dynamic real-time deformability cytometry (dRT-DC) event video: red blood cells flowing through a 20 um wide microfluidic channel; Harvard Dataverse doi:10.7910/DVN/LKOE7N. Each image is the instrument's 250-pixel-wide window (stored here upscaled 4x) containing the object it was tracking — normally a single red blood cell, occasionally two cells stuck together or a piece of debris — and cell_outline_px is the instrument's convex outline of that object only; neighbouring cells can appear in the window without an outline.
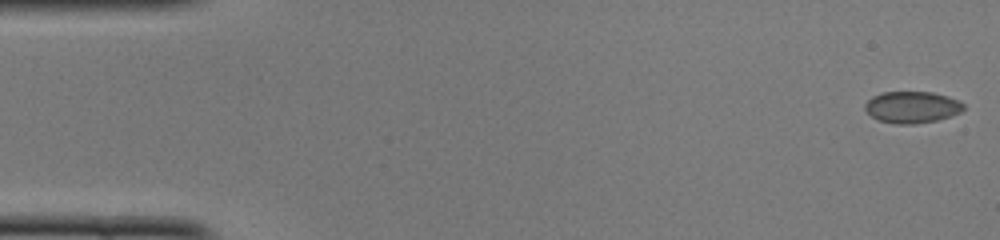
{"species": "common noctule bat (a hibernating species)", "species_latin": "Nyctalus noctula", "temperature_condition": "cold", "stored_images_in_passage": 49, "camera_frame_rate_fps": 3000, "um_per_image_px": 0.085, "animal": {"sex": "female", "body_mass_g": 22.0, "forearm_length_mm": 56.7}, "frame": {"image": 1, "passage_image": 1, "time_ms": 0.0, "image_size_px": [1000, 240], "cell_outline_px": [[964, 108], [960, 112], [936, 120], [912, 124], [896, 124], [880, 120], [872, 116], [864, 108], [864, 104], [872, 96], [884, 92], [932, 92], [956, 100], [964, 104]], "centroid_in_image_um": [77.48, 9.1], "position_along_channel_um": 7.5, "area_um2": 17.8}}
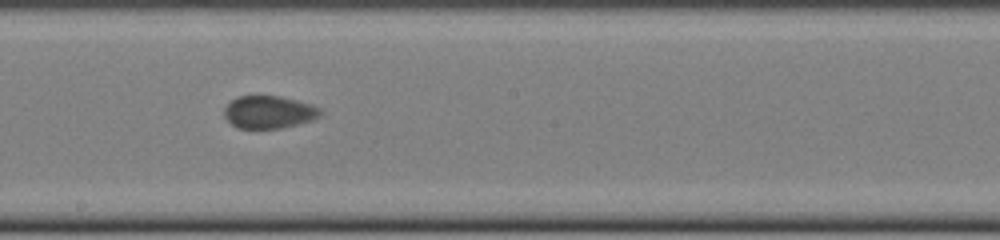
{"frame": {"image": 2, "passage_image": 27, "time_ms": 8.667, "image_size_px": [1000, 240], "cell_outline_px": [[324, 112], [320, 116], [312, 120], [280, 128], [240, 128], [232, 124], [224, 116], [224, 108], [236, 96], [280, 96], [296, 100], [320, 108]], "centroid_in_image_um": [22.86, 9.52], "position_along_channel_um": 225.3, "area_um2": 18.09}}
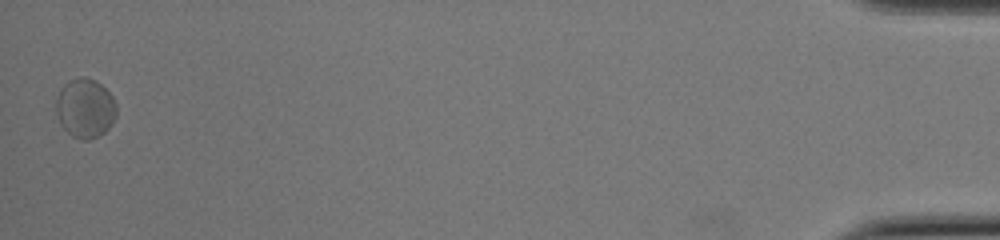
{"frame": {"image": 3, "passage_image": 49, "time_ms": 16.0, "image_size_px": [1000, 240], "cell_outline_px": [[116, 116], [112, 124], [104, 132], [88, 140], [84, 140], [72, 136], [60, 124], [56, 112], [56, 100], [60, 88], [68, 80], [84, 76], [96, 80], [112, 96], [116, 104]], "centroid_in_image_um": [7.23, 9.18], "position_along_channel_um": 428.0, "area_um2": 20.87}, "authors_computed_cell_mechanics": {"area_um2": 18.2648, "velocity_mm_per_s": 4.0379, "shape_relaxation_time_tau1_ms": null, "shape_relaxation_time_tau2_ms": 1.58, "deformation_change_tau1": null, "deformation_change_tau2": 0.0482}}